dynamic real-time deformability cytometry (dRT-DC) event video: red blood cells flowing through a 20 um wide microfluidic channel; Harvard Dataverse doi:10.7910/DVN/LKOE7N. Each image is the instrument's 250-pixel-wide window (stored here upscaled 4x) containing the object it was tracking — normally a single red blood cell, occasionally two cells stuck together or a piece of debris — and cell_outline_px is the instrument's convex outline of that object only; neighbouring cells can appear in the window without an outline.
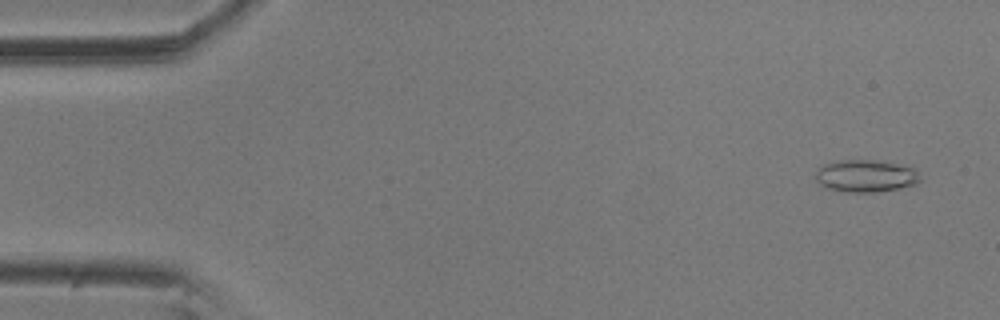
{"species": "common noctule bat (a hibernating species)", "species_latin": "Nyctalus noctula", "temperature_condition": "room temperature", "stored_images_in_passage": 16, "camera_frame_rate_fps": 3000, "um_per_image_px": 0.085, "animal": {"sex": "male", "body_mass_g": 20.5, "forearm_length_mm": 52.5}, "frame": {"image": 1, "passage_image": 3, "time_ms": 0.667, "image_size_px": [1000, 320], "cell_outline_px": [[920, 180], [916, 184], [900, 188], [876, 192], [844, 192], [828, 188], [820, 184], [816, 180], [816, 172], [824, 164], [844, 160], [872, 160], [896, 164], [916, 168]], "centroid_in_image_um": [73.6, 14.97], "position_along_channel_um": 11.4, "area_um2": 19.48}}